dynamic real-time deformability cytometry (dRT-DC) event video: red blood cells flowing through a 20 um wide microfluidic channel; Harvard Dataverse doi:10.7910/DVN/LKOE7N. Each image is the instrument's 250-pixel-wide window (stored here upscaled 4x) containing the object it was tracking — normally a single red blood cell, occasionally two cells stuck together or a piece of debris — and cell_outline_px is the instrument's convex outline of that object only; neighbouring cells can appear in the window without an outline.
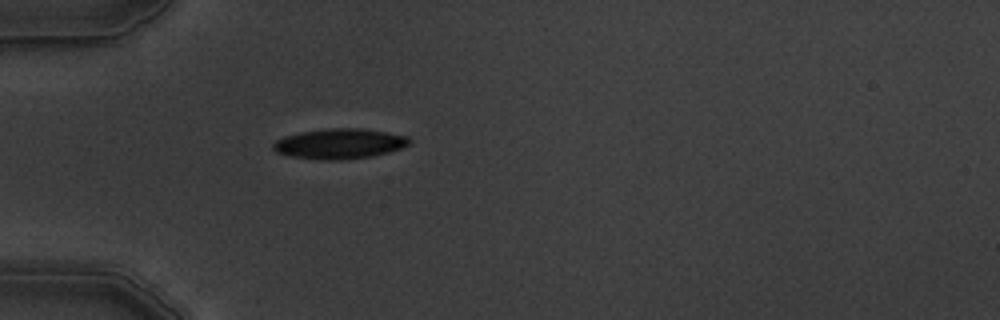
{"species": "common noctule bat (a hibernating species)", "species_latin": "Nyctalus noctula", "temperature_condition": "warm", "stored_images_in_passage": 1, "camera_frame_rate_fps": 3000, "um_per_image_px": 0.085, "animal": {"sex": "male", "body_mass_g": 19.5, "forearm_length_mm": 54.6}, "frame": {"image": 1, "passage_image": 1, "time_ms": 0.0, "image_size_px": [1000, 320], "cell_outline_px": [[412, 144], [388, 152], [372, 156], [340, 160], [324, 160], [292, 156], [276, 152], [272, 148], [272, 144], [276, 140], [284, 136], [300, 132], [328, 128], [360, 128], [388, 132], [408, 136], [412, 140]], "centroid_in_image_um": [28.88, 12.21], "position_along_channel_um": 56.1, "area_um2": 24.04}}